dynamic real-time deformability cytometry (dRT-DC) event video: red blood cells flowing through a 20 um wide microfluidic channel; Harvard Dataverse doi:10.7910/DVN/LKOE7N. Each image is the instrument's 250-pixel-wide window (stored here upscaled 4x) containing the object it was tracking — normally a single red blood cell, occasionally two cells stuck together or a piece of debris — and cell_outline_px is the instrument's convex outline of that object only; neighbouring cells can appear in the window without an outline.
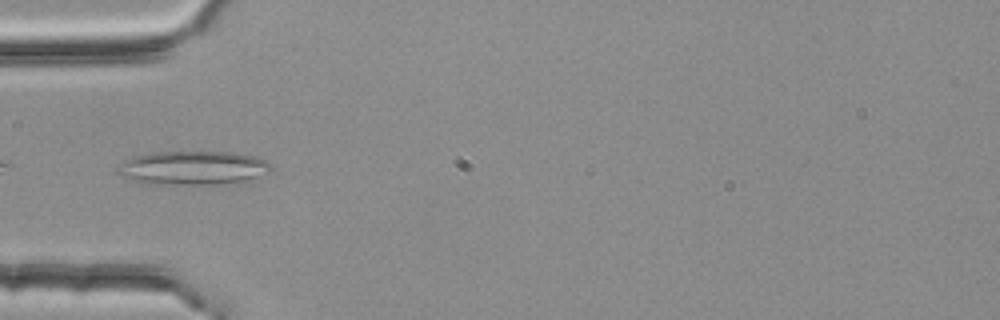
{"species": "common noctule bat (a hibernating species)", "species_latin": "Nyctalus noctula", "temperature_condition": "room temperature", "stored_images_in_passage": 19, "camera_frame_rate_fps": 3000, "um_per_image_px": 0.085, "animal": {"sex": "female", "body_mass_g": 25.1}, "frame": {"image": 1, "passage_image": 17, "time_ms": 5.333, "image_size_px": [1000, 320], "cell_outline_px": [[272, 168], [268, 172], [244, 180], [212, 184], [148, 184], [132, 180], [120, 176], [116, 172], [116, 164], [132, 156], [152, 152], [232, 152], [256, 156], [268, 160], [272, 164]], "centroid_in_image_um": [16.32, 14.25], "position_along_channel_um": 68.7, "area_um2": 30.4}}